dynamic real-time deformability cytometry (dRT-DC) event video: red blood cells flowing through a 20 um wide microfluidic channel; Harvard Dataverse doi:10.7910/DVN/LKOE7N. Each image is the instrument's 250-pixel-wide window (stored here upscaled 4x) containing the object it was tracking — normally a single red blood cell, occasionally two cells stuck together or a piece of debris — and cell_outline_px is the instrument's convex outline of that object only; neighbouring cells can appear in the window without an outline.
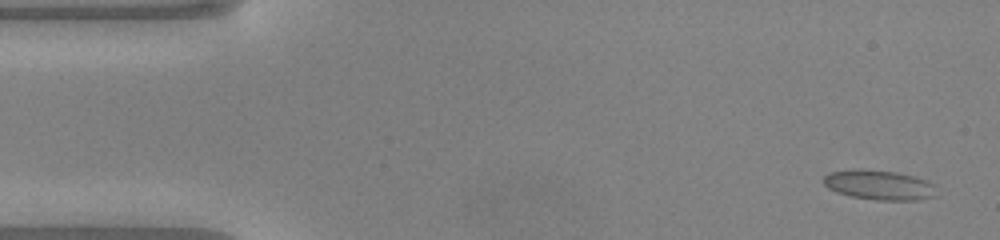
{"species": "common noctule bat (a hibernating species)", "species_latin": "Nyctalus noctula", "temperature_condition": "warm", "stored_images_in_passage": 50, "camera_frame_rate_fps": 3000, "um_per_image_px": 0.085, "animal": {"sex": "male", "body_mass_g": 20.0, "forearm_length_mm": 53.3}, "frame": {"image": 1, "passage_image": 2, "time_ms": 0.333, "image_size_px": [1000, 240], "cell_outline_px": [[936, 196], [916, 200], [876, 200], [852, 196], [836, 192], [828, 188], [824, 184], [824, 176], [828, 172], [856, 168], [864, 168], [896, 172], [916, 176], [928, 180], [932, 184]], "centroid_in_image_um": [74.7, 15.7], "position_along_channel_um": 10.3, "area_um2": 19.77}}
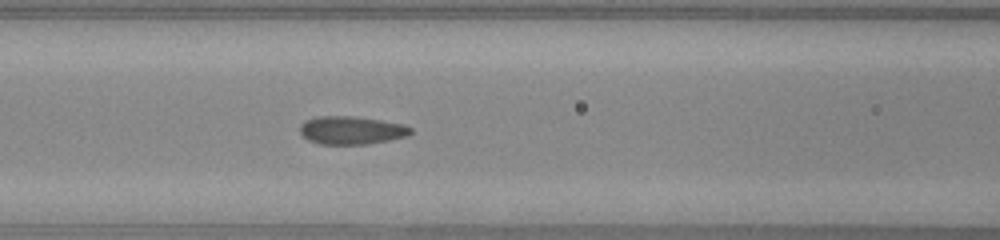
{"frame": {"image": 2, "passage_image": 20, "time_ms": 6.333, "image_size_px": [1000, 240], "cell_outline_px": [[412, 132], [408, 136], [368, 144], [320, 144], [308, 140], [300, 132], [300, 124], [304, 120], [316, 116], [352, 116], [380, 120], [404, 124], [412, 128]], "centroid_in_image_um": [29.86, 11.07], "position_along_channel_um": 136.7, "area_um2": 18.21}}
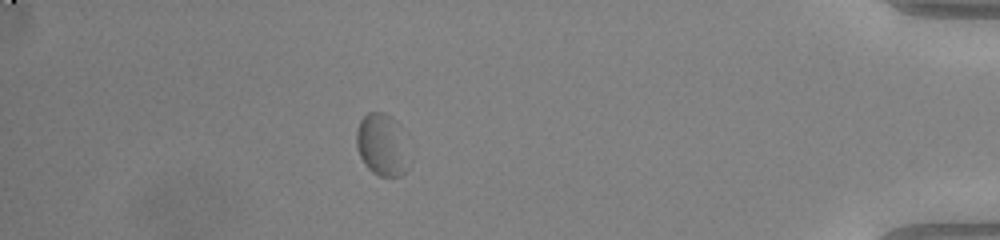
{"frame": {"image": 3, "passage_image": 44, "time_ms": 14.333, "image_size_px": [1000, 240], "cell_outline_px": [[412, 160], [408, 168], [400, 176], [380, 176], [372, 172], [364, 164], [356, 148], [356, 128], [360, 120], [368, 112], [384, 112], [392, 116], [396, 120]], "centroid_in_image_um": [32.48, 12.32], "position_along_channel_um": 402.7, "area_um2": 19.48}, "authors_computed_cell_mechanics": {"area_um2": 18.5538, "velocity_mm_per_s": 3.9699, "shape_relaxation_time_tau1_ms": 3.4326, "shape_relaxation_time_tau2_ms": null, "deformation_change_tau1": 0.0974, "deformation_change_tau2": null}}